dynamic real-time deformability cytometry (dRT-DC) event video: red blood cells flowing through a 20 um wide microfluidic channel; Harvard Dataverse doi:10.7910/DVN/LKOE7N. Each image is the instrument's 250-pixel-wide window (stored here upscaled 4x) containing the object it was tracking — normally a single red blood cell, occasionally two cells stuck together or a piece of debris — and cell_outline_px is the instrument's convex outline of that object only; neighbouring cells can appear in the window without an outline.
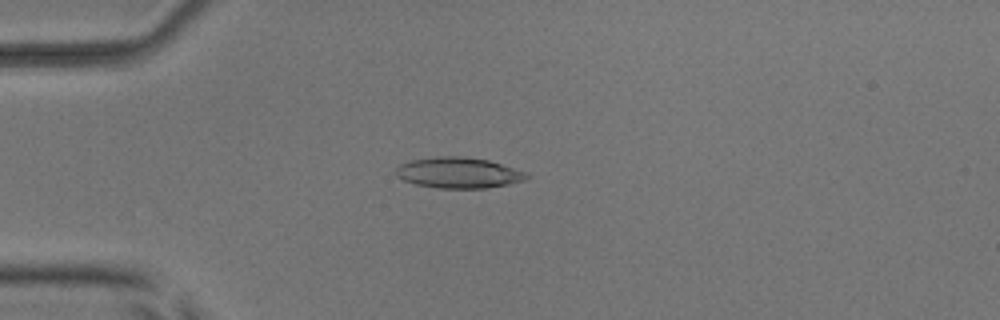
{"species": "common noctule bat (a hibernating species)", "species_latin": "Nyctalus noctula", "temperature_condition": "room temperature", "stored_images_in_passage": 41, "camera_frame_rate_fps": 3000, "um_per_image_px": 0.085, "animal": {"sex": "male", "body_mass_g": 17.9, "forearm_length_mm": 54.2}, "frame": {"image": 1, "passage_image": 13, "time_ms": 4.0, "image_size_px": [1000, 320], "cell_outline_px": [[532, 176], [524, 180], [508, 184], [484, 188], [436, 188], [416, 184], [404, 180], [396, 176], [396, 168], [400, 164], [412, 160], [436, 156], [460, 156], [488, 160], [528, 172]], "centroid_in_image_um": [38.99, 14.68], "position_along_channel_um": 46.0, "area_um2": 23.47}}
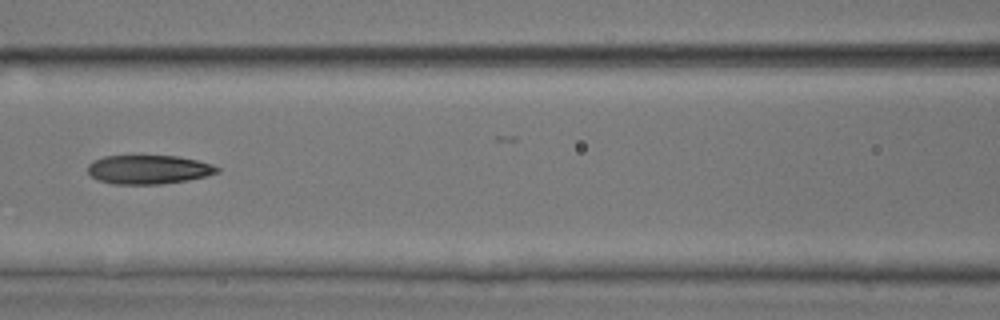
{"frame": {"image": 2, "passage_image": 23, "time_ms": 7.333, "image_size_px": [1000, 320], "cell_outline_px": [[220, 172], [188, 180], [160, 184], [112, 184], [100, 180], [92, 176], [88, 172], [88, 164], [92, 160], [104, 156], [176, 156], [196, 160], [212, 164], [220, 168]], "centroid_in_image_um": [12.62, 14.41], "position_along_channel_um": 154.0, "area_um2": 21.73}}
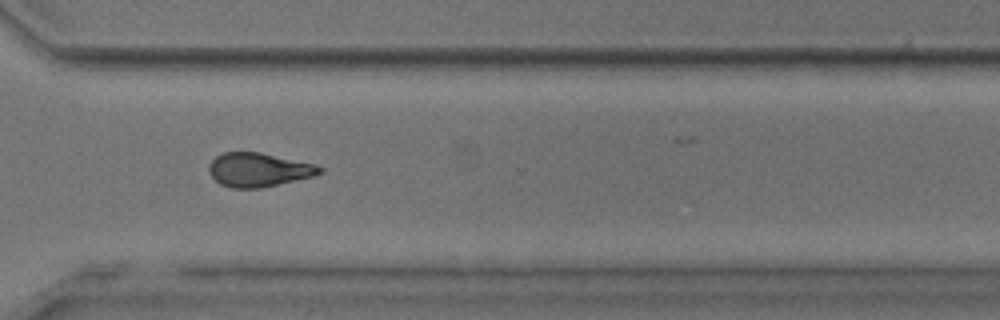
{"frame": {"image": 3, "passage_image": 38, "time_ms": 12.333, "image_size_px": [1000, 320], "cell_outline_px": [[324, 172], [312, 176], [260, 188], [232, 188], [220, 184], [208, 172], [208, 164], [216, 156], [224, 152], [260, 152], [316, 164], [324, 168]], "centroid_in_image_um": [21.97, 14.42], "position_along_channel_um": 348.6, "area_um2": 21.85}}